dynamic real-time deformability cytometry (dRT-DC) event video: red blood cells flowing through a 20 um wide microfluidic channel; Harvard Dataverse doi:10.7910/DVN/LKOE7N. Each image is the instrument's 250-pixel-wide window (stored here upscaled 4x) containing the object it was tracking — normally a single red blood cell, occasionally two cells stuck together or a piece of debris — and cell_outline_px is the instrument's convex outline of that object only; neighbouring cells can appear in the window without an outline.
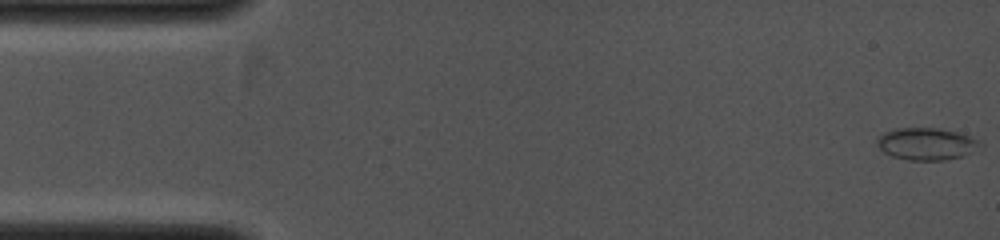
{"species": "common noctule bat (a hibernating species)", "species_latin": "Nyctalus noctula", "temperature_condition": "cold", "stored_images_in_passage": 43, "camera_frame_rate_fps": 4000, "um_per_image_px": 0.085, "animal": {"sex": "female", "body_mass_g": 19.0, "forearm_length_mm": 53.3}, "frame": {"image": 1, "passage_image": 1, "time_ms": 0.0, "image_size_px": [1000, 240], "cell_outline_px": [[980, 144], [972, 152], [960, 156], [944, 160], [908, 160], [892, 156], [884, 152], [876, 144], [876, 140], [884, 132], [896, 128], [936, 128], [956, 132], [968, 136], [976, 140]], "centroid_in_image_um": [78.67, 12.23], "position_along_channel_um": 6.3, "area_um2": 18.9}}
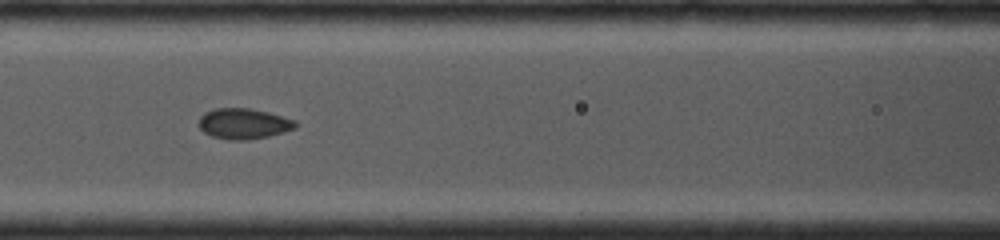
{"frame": {"image": 2, "passage_image": 19, "time_ms": 4.5, "image_size_px": [1000, 240], "cell_outline_px": [[300, 124], [296, 128], [284, 132], [268, 136], [244, 140], [228, 140], [212, 136], [204, 132], [200, 128], [200, 116], [204, 112], [216, 108], [248, 108], [268, 112], [296, 120]], "centroid_in_image_um": [20.74, 10.51], "position_along_channel_um": 145.9, "area_um2": 17.28}}
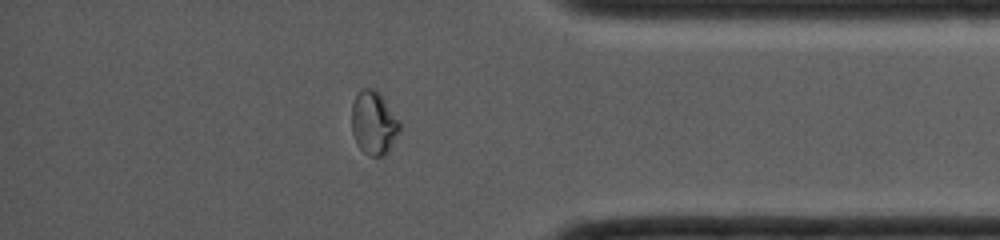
{"frame": {"image": 3, "passage_image": 37, "time_ms": 9.0, "image_size_px": [1000, 240], "cell_outline_px": [[400, 132], [388, 152], [384, 156], [368, 156], [360, 148], [352, 132], [352, 104], [356, 96], [364, 88], [372, 88], [380, 92], [400, 120]], "centroid_in_image_um": [31.8, 10.45], "position_along_channel_um": 403.4, "area_um2": 17.86}}